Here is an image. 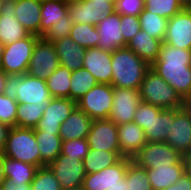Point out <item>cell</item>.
I'll list each match as a JSON object with an SVG mask.
<instances>
[{
    "label": "cell",
    "instance_id": "1",
    "mask_svg": "<svg viewBox=\"0 0 191 190\" xmlns=\"http://www.w3.org/2000/svg\"><path fill=\"white\" fill-rule=\"evenodd\" d=\"M185 101L191 94V50L162 42L157 60L150 66Z\"/></svg>",
    "mask_w": 191,
    "mask_h": 190
},
{
    "label": "cell",
    "instance_id": "2",
    "mask_svg": "<svg viewBox=\"0 0 191 190\" xmlns=\"http://www.w3.org/2000/svg\"><path fill=\"white\" fill-rule=\"evenodd\" d=\"M113 87L139 90L146 71L150 66L128 47L112 52Z\"/></svg>",
    "mask_w": 191,
    "mask_h": 190
},
{
    "label": "cell",
    "instance_id": "3",
    "mask_svg": "<svg viewBox=\"0 0 191 190\" xmlns=\"http://www.w3.org/2000/svg\"><path fill=\"white\" fill-rule=\"evenodd\" d=\"M3 94L15 99L18 104L46 106L53 98L46 85V80L26 74H7Z\"/></svg>",
    "mask_w": 191,
    "mask_h": 190
},
{
    "label": "cell",
    "instance_id": "4",
    "mask_svg": "<svg viewBox=\"0 0 191 190\" xmlns=\"http://www.w3.org/2000/svg\"><path fill=\"white\" fill-rule=\"evenodd\" d=\"M141 101L163 109H179L185 106V101L151 67L146 71L139 88Z\"/></svg>",
    "mask_w": 191,
    "mask_h": 190
},
{
    "label": "cell",
    "instance_id": "5",
    "mask_svg": "<svg viewBox=\"0 0 191 190\" xmlns=\"http://www.w3.org/2000/svg\"><path fill=\"white\" fill-rule=\"evenodd\" d=\"M3 156L40 167V151L34 128H9Z\"/></svg>",
    "mask_w": 191,
    "mask_h": 190
},
{
    "label": "cell",
    "instance_id": "6",
    "mask_svg": "<svg viewBox=\"0 0 191 190\" xmlns=\"http://www.w3.org/2000/svg\"><path fill=\"white\" fill-rule=\"evenodd\" d=\"M41 37L29 34L27 37L5 45L0 62V69L7 74H26L33 49Z\"/></svg>",
    "mask_w": 191,
    "mask_h": 190
},
{
    "label": "cell",
    "instance_id": "7",
    "mask_svg": "<svg viewBox=\"0 0 191 190\" xmlns=\"http://www.w3.org/2000/svg\"><path fill=\"white\" fill-rule=\"evenodd\" d=\"M113 105V86L98 83L83 95L76 106L92 120L109 119Z\"/></svg>",
    "mask_w": 191,
    "mask_h": 190
},
{
    "label": "cell",
    "instance_id": "8",
    "mask_svg": "<svg viewBox=\"0 0 191 190\" xmlns=\"http://www.w3.org/2000/svg\"><path fill=\"white\" fill-rule=\"evenodd\" d=\"M182 158L183 156L166 142H147L132 161L142 168L156 169L177 164Z\"/></svg>",
    "mask_w": 191,
    "mask_h": 190
},
{
    "label": "cell",
    "instance_id": "9",
    "mask_svg": "<svg viewBox=\"0 0 191 190\" xmlns=\"http://www.w3.org/2000/svg\"><path fill=\"white\" fill-rule=\"evenodd\" d=\"M115 12V0L68 1V14L73 23L96 26L102 18Z\"/></svg>",
    "mask_w": 191,
    "mask_h": 190
},
{
    "label": "cell",
    "instance_id": "10",
    "mask_svg": "<svg viewBox=\"0 0 191 190\" xmlns=\"http://www.w3.org/2000/svg\"><path fill=\"white\" fill-rule=\"evenodd\" d=\"M59 66L60 61L54 44L41 37L33 49L27 73L46 80Z\"/></svg>",
    "mask_w": 191,
    "mask_h": 190
},
{
    "label": "cell",
    "instance_id": "11",
    "mask_svg": "<svg viewBox=\"0 0 191 190\" xmlns=\"http://www.w3.org/2000/svg\"><path fill=\"white\" fill-rule=\"evenodd\" d=\"M62 190L82 187L85 171L83 161L60 154L49 165Z\"/></svg>",
    "mask_w": 191,
    "mask_h": 190
},
{
    "label": "cell",
    "instance_id": "12",
    "mask_svg": "<svg viewBox=\"0 0 191 190\" xmlns=\"http://www.w3.org/2000/svg\"><path fill=\"white\" fill-rule=\"evenodd\" d=\"M140 102L139 90L113 87V105L109 119L116 125L133 122Z\"/></svg>",
    "mask_w": 191,
    "mask_h": 190
},
{
    "label": "cell",
    "instance_id": "13",
    "mask_svg": "<svg viewBox=\"0 0 191 190\" xmlns=\"http://www.w3.org/2000/svg\"><path fill=\"white\" fill-rule=\"evenodd\" d=\"M75 107L76 102L69 98L53 97L47 103L36 129L59 135L61 124L69 117Z\"/></svg>",
    "mask_w": 191,
    "mask_h": 190
},
{
    "label": "cell",
    "instance_id": "14",
    "mask_svg": "<svg viewBox=\"0 0 191 190\" xmlns=\"http://www.w3.org/2000/svg\"><path fill=\"white\" fill-rule=\"evenodd\" d=\"M89 149L120 152L117 125L110 119L92 120L87 135Z\"/></svg>",
    "mask_w": 191,
    "mask_h": 190
},
{
    "label": "cell",
    "instance_id": "15",
    "mask_svg": "<svg viewBox=\"0 0 191 190\" xmlns=\"http://www.w3.org/2000/svg\"><path fill=\"white\" fill-rule=\"evenodd\" d=\"M165 142L182 156L191 152V110L186 106L174 109V122Z\"/></svg>",
    "mask_w": 191,
    "mask_h": 190
},
{
    "label": "cell",
    "instance_id": "16",
    "mask_svg": "<svg viewBox=\"0 0 191 190\" xmlns=\"http://www.w3.org/2000/svg\"><path fill=\"white\" fill-rule=\"evenodd\" d=\"M132 160L129 157H122L114 165L104 168L99 172L86 174L82 182L84 190H106L119 184L126 175L128 163Z\"/></svg>",
    "mask_w": 191,
    "mask_h": 190
},
{
    "label": "cell",
    "instance_id": "17",
    "mask_svg": "<svg viewBox=\"0 0 191 190\" xmlns=\"http://www.w3.org/2000/svg\"><path fill=\"white\" fill-rule=\"evenodd\" d=\"M163 42L176 48L191 50V12L187 8L168 20Z\"/></svg>",
    "mask_w": 191,
    "mask_h": 190
},
{
    "label": "cell",
    "instance_id": "18",
    "mask_svg": "<svg viewBox=\"0 0 191 190\" xmlns=\"http://www.w3.org/2000/svg\"><path fill=\"white\" fill-rule=\"evenodd\" d=\"M15 12V0L0 2V41L4 46L30 34L17 20Z\"/></svg>",
    "mask_w": 191,
    "mask_h": 190
},
{
    "label": "cell",
    "instance_id": "19",
    "mask_svg": "<svg viewBox=\"0 0 191 190\" xmlns=\"http://www.w3.org/2000/svg\"><path fill=\"white\" fill-rule=\"evenodd\" d=\"M120 24V15L116 12L102 18L96 25L97 32L100 36L98 48L113 52L118 48L127 47Z\"/></svg>",
    "mask_w": 191,
    "mask_h": 190
},
{
    "label": "cell",
    "instance_id": "20",
    "mask_svg": "<svg viewBox=\"0 0 191 190\" xmlns=\"http://www.w3.org/2000/svg\"><path fill=\"white\" fill-rule=\"evenodd\" d=\"M112 52L100 48H88L86 50L83 68L88 70L101 84H110L112 80Z\"/></svg>",
    "mask_w": 191,
    "mask_h": 190
},
{
    "label": "cell",
    "instance_id": "21",
    "mask_svg": "<svg viewBox=\"0 0 191 190\" xmlns=\"http://www.w3.org/2000/svg\"><path fill=\"white\" fill-rule=\"evenodd\" d=\"M120 153L133 158L147 143L145 132L135 122L117 125Z\"/></svg>",
    "mask_w": 191,
    "mask_h": 190
},
{
    "label": "cell",
    "instance_id": "22",
    "mask_svg": "<svg viewBox=\"0 0 191 190\" xmlns=\"http://www.w3.org/2000/svg\"><path fill=\"white\" fill-rule=\"evenodd\" d=\"M92 119L77 106L61 124L59 136L62 141L87 139Z\"/></svg>",
    "mask_w": 191,
    "mask_h": 190
},
{
    "label": "cell",
    "instance_id": "23",
    "mask_svg": "<svg viewBox=\"0 0 191 190\" xmlns=\"http://www.w3.org/2000/svg\"><path fill=\"white\" fill-rule=\"evenodd\" d=\"M57 55L59 57L60 66L75 71L82 68L85 48L75 43L69 36L53 42Z\"/></svg>",
    "mask_w": 191,
    "mask_h": 190
},
{
    "label": "cell",
    "instance_id": "24",
    "mask_svg": "<svg viewBox=\"0 0 191 190\" xmlns=\"http://www.w3.org/2000/svg\"><path fill=\"white\" fill-rule=\"evenodd\" d=\"M42 0H15V15L30 33L39 36Z\"/></svg>",
    "mask_w": 191,
    "mask_h": 190
},
{
    "label": "cell",
    "instance_id": "25",
    "mask_svg": "<svg viewBox=\"0 0 191 190\" xmlns=\"http://www.w3.org/2000/svg\"><path fill=\"white\" fill-rule=\"evenodd\" d=\"M162 42L150 37L144 30L138 33L127 43V47L151 66L158 58Z\"/></svg>",
    "mask_w": 191,
    "mask_h": 190
},
{
    "label": "cell",
    "instance_id": "26",
    "mask_svg": "<svg viewBox=\"0 0 191 190\" xmlns=\"http://www.w3.org/2000/svg\"><path fill=\"white\" fill-rule=\"evenodd\" d=\"M146 170L152 190H164L182 177L185 173V164L182 158L177 164Z\"/></svg>",
    "mask_w": 191,
    "mask_h": 190
},
{
    "label": "cell",
    "instance_id": "27",
    "mask_svg": "<svg viewBox=\"0 0 191 190\" xmlns=\"http://www.w3.org/2000/svg\"><path fill=\"white\" fill-rule=\"evenodd\" d=\"M39 37H43L53 24L66 21L68 0H42Z\"/></svg>",
    "mask_w": 191,
    "mask_h": 190
},
{
    "label": "cell",
    "instance_id": "28",
    "mask_svg": "<svg viewBox=\"0 0 191 190\" xmlns=\"http://www.w3.org/2000/svg\"><path fill=\"white\" fill-rule=\"evenodd\" d=\"M3 167L5 180L14 182L16 185H30L34 179V175L38 169L37 166L24 163L3 156Z\"/></svg>",
    "mask_w": 191,
    "mask_h": 190
},
{
    "label": "cell",
    "instance_id": "29",
    "mask_svg": "<svg viewBox=\"0 0 191 190\" xmlns=\"http://www.w3.org/2000/svg\"><path fill=\"white\" fill-rule=\"evenodd\" d=\"M34 134L40 151V167L47 166L61 154L62 139L59 135L41 132L36 128Z\"/></svg>",
    "mask_w": 191,
    "mask_h": 190
},
{
    "label": "cell",
    "instance_id": "30",
    "mask_svg": "<svg viewBox=\"0 0 191 190\" xmlns=\"http://www.w3.org/2000/svg\"><path fill=\"white\" fill-rule=\"evenodd\" d=\"M173 122L174 109H163L159 115H154L144 130L147 142H165Z\"/></svg>",
    "mask_w": 191,
    "mask_h": 190
},
{
    "label": "cell",
    "instance_id": "31",
    "mask_svg": "<svg viewBox=\"0 0 191 190\" xmlns=\"http://www.w3.org/2000/svg\"><path fill=\"white\" fill-rule=\"evenodd\" d=\"M122 157L120 152L89 149L88 154L83 159L84 171L86 174L99 172L104 168L114 165Z\"/></svg>",
    "mask_w": 191,
    "mask_h": 190
},
{
    "label": "cell",
    "instance_id": "32",
    "mask_svg": "<svg viewBox=\"0 0 191 190\" xmlns=\"http://www.w3.org/2000/svg\"><path fill=\"white\" fill-rule=\"evenodd\" d=\"M72 71L59 66L47 79L46 85L54 98L70 99V79Z\"/></svg>",
    "mask_w": 191,
    "mask_h": 190
},
{
    "label": "cell",
    "instance_id": "33",
    "mask_svg": "<svg viewBox=\"0 0 191 190\" xmlns=\"http://www.w3.org/2000/svg\"><path fill=\"white\" fill-rule=\"evenodd\" d=\"M97 84L95 77L85 68L73 71L70 79V99L77 102Z\"/></svg>",
    "mask_w": 191,
    "mask_h": 190
},
{
    "label": "cell",
    "instance_id": "34",
    "mask_svg": "<svg viewBox=\"0 0 191 190\" xmlns=\"http://www.w3.org/2000/svg\"><path fill=\"white\" fill-rule=\"evenodd\" d=\"M138 17L141 30H144L150 37L164 41L168 19L149 12L145 8Z\"/></svg>",
    "mask_w": 191,
    "mask_h": 190
},
{
    "label": "cell",
    "instance_id": "35",
    "mask_svg": "<svg viewBox=\"0 0 191 190\" xmlns=\"http://www.w3.org/2000/svg\"><path fill=\"white\" fill-rule=\"evenodd\" d=\"M69 37L85 49L97 48L100 39L96 26L85 23H73Z\"/></svg>",
    "mask_w": 191,
    "mask_h": 190
},
{
    "label": "cell",
    "instance_id": "36",
    "mask_svg": "<svg viewBox=\"0 0 191 190\" xmlns=\"http://www.w3.org/2000/svg\"><path fill=\"white\" fill-rule=\"evenodd\" d=\"M46 106H39L35 104H18L16 127L21 128H36Z\"/></svg>",
    "mask_w": 191,
    "mask_h": 190
},
{
    "label": "cell",
    "instance_id": "37",
    "mask_svg": "<svg viewBox=\"0 0 191 190\" xmlns=\"http://www.w3.org/2000/svg\"><path fill=\"white\" fill-rule=\"evenodd\" d=\"M125 180L127 181V190H152L147 170L132 160L128 163Z\"/></svg>",
    "mask_w": 191,
    "mask_h": 190
},
{
    "label": "cell",
    "instance_id": "38",
    "mask_svg": "<svg viewBox=\"0 0 191 190\" xmlns=\"http://www.w3.org/2000/svg\"><path fill=\"white\" fill-rule=\"evenodd\" d=\"M30 186L32 190H62L60 183L48 165L37 169Z\"/></svg>",
    "mask_w": 191,
    "mask_h": 190
},
{
    "label": "cell",
    "instance_id": "39",
    "mask_svg": "<svg viewBox=\"0 0 191 190\" xmlns=\"http://www.w3.org/2000/svg\"><path fill=\"white\" fill-rule=\"evenodd\" d=\"M144 4L146 10L168 20L184 9L178 0H145Z\"/></svg>",
    "mask_w": 191,
    "mask_h": 190
},
{
    "label": "cell",
    "instance_id": "40",
    "mask_svg": "<svg viewBox=\"0 0 191 190\" xmlns=\"http://www.w3.org/2000/svg\"><path fill=\"white\" fill-rule=\"evenodd\" d=\"M18 102L5 96L3 93L0 94V122L7 125L9 128L16 126Z\"/></svg>",
    "mask_w": 191,
    "mask_h": 190
},
{
    "label": "cell",
    "instance_id": "41",
    "mask_svg": "<svg viewBox=\"0 0 191 190\" xmlns=\"http://www.w3.org/2000/svg\"><path fill=\"white\" fill-rule=\"evenodd\" d=\"M162 110L163 108L161 107L141 101L135 111L133 122H135L141 129L145 130L148 128L154 115H159Z\"/></svg>",
    "mask_w": 191,
    "mask_h": 190
},
{
    "label": "cell",
    "instance_id": "42",
    "mask_svg": "<svg viewBox=\"0 0 191 190\" xmlns=\"http://www.w3.org/2000/svg\"><path fill=\"white\" fill-rule=\"evenodd\" d=\"M89 144L87 139H74L62 141L61 154L83 161L88 154Z\"/></svg>",
    "mask_w": 191,
    "mask_h": 190
},
{
    "label": "cell",
    "instance_id": "43",
    "mask_svg": "<svg viewBox=\"0 0 191 190\" xmlns=\"http://www.w3.org/2000/svg\"><path fill=\"white\" fill-rule=\"evenodd\" d=\"M73 22L69 17V14H66V21H59L56 24H53L48 32L42 37L48 42H55L57 40L63 39L70 35Z\"/></svg>",
    "mask_w": 191,
    "mask_h": 190
},
{
    "label": "cell",
    "instance_id": "44",
    "mask_svg": "<svg viewBox=\"0 0 191 190\" xmlns=\"http://www.w3.org/2000/svg\"><path fill=\"white\" fill-rule=\"evenodd\" d=\"M144 2L145 0H115V12L138 17L145 8Z\"/></svg>",
    "mask_w": 191,
    "mask_h": 190
},
{
    "label": "cell",
    "instance_id": "45",
    "mask_svg": "<svg viewBox=\"0 0 191 190\" xmlns=\"http://www.w3.org/2000/svg\"><path fill=\"white\" fill-rule=\"evenodd\" d=\"M121 20V32L124 36V40L128 43L137 33L141 30L139 17L132 15H120Z\"/></svg>",
    "mask_w": 191,
    "mask_h": 190
},
{
    "label": "cell",
    "instance_id": "46",
    "mask_svg": "<svg viewBox=\"0 0 191 190\" xmlns=\"http://www.w3.org/2000/svg\"><path fill=\"white\" fill-rule=\"evenodd\" d=\"M164 190H191V176L185 172L175 184Z\"/></svg>",
    "mask_w": 191,
    "mask_h": 190
},
{
    "label": "cell",
    "instance_id": "47",
    "mask_svg": "<svg viewBox=\"0 0 191 190\" xmlns=\"http://www.w3.org/2000/svg\"><path fill=\"white\" fill-rule=\"evenodd\" d=\"M4 190H32L28 184L16 185L14 182L5 180L1 186Z\"/></svg>",
    "mask_w": 191,
    "mask_h": 190
},
{
    "label": "cell",
    "instance_id": "48",
    "mask_svg": "<svg viewBox=\"0 0 191 190\" xmlns=\"http://www.w3.org/2000/svg\"><path fill=\"white\" fill-rule=\"evenodd\" d=\"M8 130H9V127L0 122V153H2L4 149Z\"/></svg>",
    "mask_w": 191,
    "mask_h": 190
},
{
    "label": "cell",
    "instance_id": "49",
    "mask_svg": "<svg viewBox=\"0 0 191 190\" xmlns=\"http://www.w3.org/2000/svg\"><path fill=\"white\" fill-rule=\"evenodd\" d=\"M185 172L191 176V152L183 155Z\"/></svg>",
    "mask_w": 191,
    "mask_h": 190
},
{
    "label": "cell",
    "instance_id": "50",
    "mask_svg": "<svg viewBox=\"0 0 191 190\" xmlns=\"http://www.w3.org/2000/svg\"><path fill=\"white\" fill-rule=\"evenodd\" d=\"M106 190H127V181L125 178L121 181H119V184L113 187H110Z\"/></svg>",
    "mask_w": 191,
    "mask_h": 190
},
{
    "label": "cell",
    "instance_id": "51",
    "mask_svg": "<svg viewBox=\"0 0 191 190\" xmlns=\"http://www.w3.org/2000/svg\"><path fill=\"white\" fill-rule=\"evenodd\" d=\"M5 181L4 167H3V154L0 153V187Z\"/></svg>",
    "mask_w": 191,
    "mask_h": 190
},
{
    "label": "cell",
    "instance_id": "52",
    "mask_svg": "<svg viewBox=\"0 0 191 190\" xmlns=\"http://www.w3.org/2000/svg\"><path fill=\"white\" fill-rule=\"evenodd\" d=\"M5 76L6 75L0 69V94H2L4 90Z\"/></svg>",
    "mask_w": 191,
    "mask_h": 190
},
{
    "label": "cell",
    "instance_id": "53",
    "mask_svg": "<svg viewBox=\"0 0 191 190\" xmlns=\"http://www.w3.org/2000/svg\"><path fill=\"white\" fill-rule=\"evenodd\" d=\"M178 2L181 4L183 8H187L190 5L191 0H178Z\"/></svg>",
    "mask_w": 191,
    "mask_h": 190
},
{
    "label": "cell",
    "instance_id": "54",
    "mask_svg": "<svg viewBox=\"0 0 191 190\" xmlns=\"http://www.w3.org/2000/svg\"><path fill=\"white\" fill-rule=\"evenodd\" d=\"M4 49H5V46L0 41V62H1V59H2V56H3V53H4Z\"/></svg>",
    "mask_w": 191,
    "mask_h": 190
},
{
    "label": "cell",
    "instance_id": "55",
    "mask_svg": "<svg viewBox=\"0 0 191 190\" xmlns=\"http://www.w3.org/2000/svg\"><path fill=\"white\" fill-rule=\"evenodd\" d=\"M185 106L187 108H191V94L190 96L185 100Z\"/></svg>",
    "mask_w": 191,
    "mask_h": 190
},
{
    "label": "cell",
    "instance_id": "56",
    "mask_svg": "<svg viewBox=\"0 0 191 190\" xmlns=\"http://www.w3.org/2000/svg\"><path fill=\"white\" fill-rule=\"evenodd\" d=\"M67 190H84L82 187L75 188V189H67Z\"/></svg>",
    "mask_w": 191,
    "mask_h": 190
},
{
    "label": "cell",
    "instance_id": "57",
    "mask_svg": "<svg viewBox=\"0 0 191 190\" xmlns=\"http://www.w3.org/2000/svg\"><path fill=\"white\" fill-rule=\"evenodd\" d=\"M68 1L79 2V1H84V0H68Z\"/></svg>",
    "mask_w": 191,
    "mask_h": 190
},
{
    "label": "cell",
    "instance_id": "58",
    "mask_svg": "<svg viewBox=\"0 0 191 190\" xmlns=\"http://www.w3.org/2000/svg\"><path fill=\"white\" fill-rule=\"evenodd\" d=\"M187 9L191 12V3H190V5L187 7Z\"/></svg>",
    "mask_w": 191,
    "mask_h": 190
}]
</instances>
